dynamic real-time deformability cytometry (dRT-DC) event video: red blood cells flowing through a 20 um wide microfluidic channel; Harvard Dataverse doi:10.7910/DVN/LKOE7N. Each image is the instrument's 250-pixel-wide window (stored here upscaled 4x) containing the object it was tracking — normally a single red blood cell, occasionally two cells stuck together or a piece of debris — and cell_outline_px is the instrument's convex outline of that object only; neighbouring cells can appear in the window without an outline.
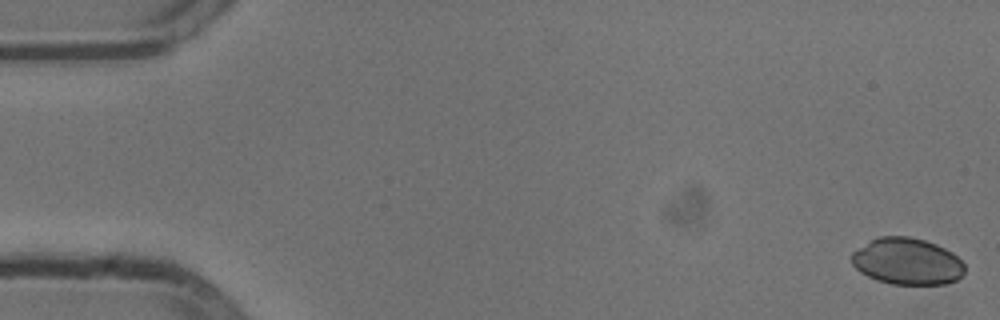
{"species": "common noctule bat (a hibernating species)", "species_latin": "Nyctalus noctula", "temperature_condition": "cold", "stored_images_in_passage": 54, "camera_frame_rate_fps": 3000, "um_per_image_px": 0.085, "animal": {"sex": "male", "body_mass_g": 13.3}, "frame": {"image": 1, "passage_image": 1, "time_ms": 0.0, "image_size_px": [1000, 320], "cell_outline_px": [[964, 272], [956, 280], [944, 284], [892, 284], [876, 280], [860, 272], [852, 264], [852, 252], [876, 236], [908, 236], [924, 240], [936, 244], [952, 252], [964, 264]], "centroid_in_image_um": [77.08, 22.21], "position_along_channel_um": 7.9, "area_um2": 30.69}}
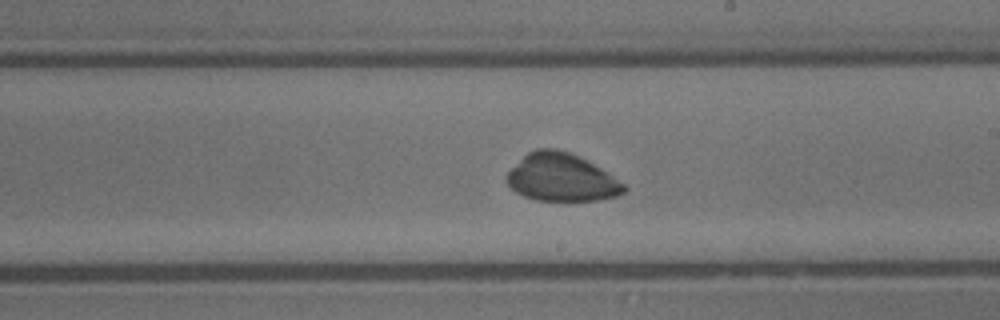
{"frame": {"image": 2, "passage_image": 31, "time_ms": 10.0, "image_size_px": [1000, 320], "cell_outline_px": [[628, 188], [624, 192], [616, 196], [600, 200], [536, 200], [524, 196], [516, 192], [504, 180], [504, 176], [528, 152], [536, 148], [556, 148], [572, 152], [588, 160], [624, 184]], "centroid_in_image_um": [47.71, 15.07], "position_along_channel_um": 241.3, "area_um2": 32.6}}
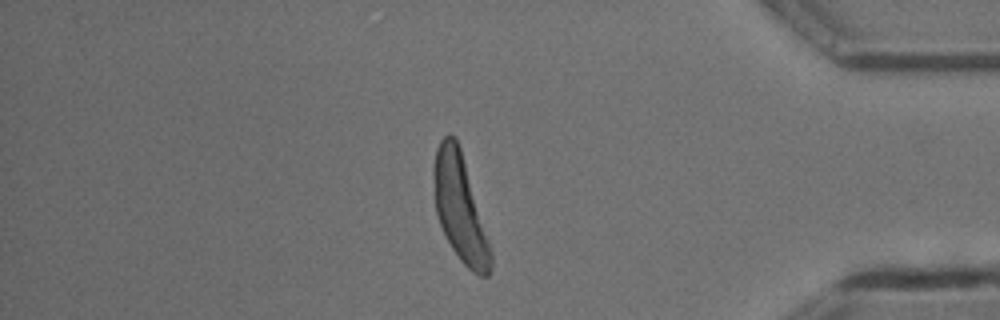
{"frame": {"image": 3, "passage_image": 46, "time_ms": 15.0, "image_size_px": [1000, 320], "cell_outline_px": [[492, 264], [488, 276], [480, 276], [472, 272], [460, 260], [452, 248], [440, 224], [436, 212], [432, 176], [432, 168], [436, 148], [440, 140], [448, 132], [456, 136], [460, 148], [492, 252]], "centroid_in_image_um": [39.07, 17.65], "position_along_channel_um": 396.1, "area_um2": 35.03}}